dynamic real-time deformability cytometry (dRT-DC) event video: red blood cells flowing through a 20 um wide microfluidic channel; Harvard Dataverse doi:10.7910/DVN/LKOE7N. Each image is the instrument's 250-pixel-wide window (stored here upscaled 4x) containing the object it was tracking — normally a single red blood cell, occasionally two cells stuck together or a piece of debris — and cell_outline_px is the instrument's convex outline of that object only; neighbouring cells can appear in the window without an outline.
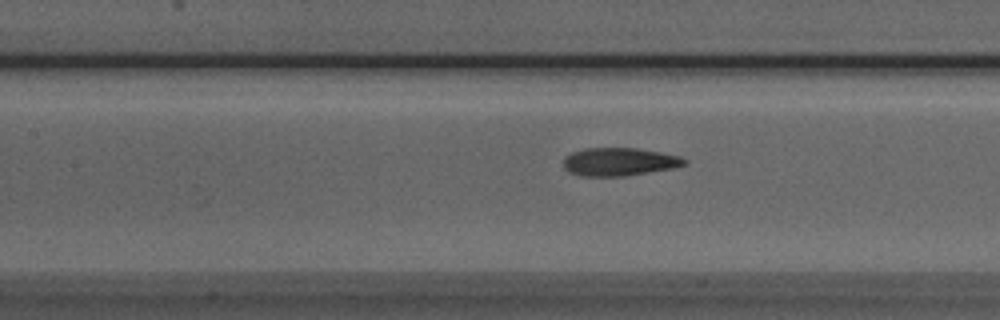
{"species": "Egyptian fruit bat (a non-hibernating species)", "species_latin": "Rousettus aegyptiacus", "temperature_condition": "room temperature", "stored_images_in_passage": 43, "camera_frame_rate_fps": 3000, "um_per_image_px": 0.085, "animal": {"sex": "male"}, "frame": {"image": 1, "passage_image": 14, "time_ms": 4.333, "image_size_px": [1000, 320], "cell_outline_px": [[688, 164], [672, 168], [624, 176], [580, 176], [568, 172], [564, 168], [564, 156], [572, 152], [584, 148], [636, 148], [660, 152], [680, 156], [688, 160]], "centroid_in_image_um": [52.62, 13.75], "position_along_channel_um": 154.8, "area_um2": 19.88}}
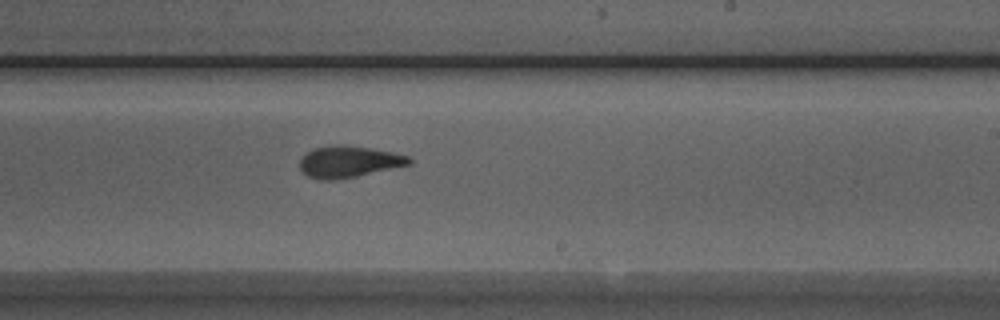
{"frame": {"image": 2, "passage_image": 22, "time_ms": 7.0, "image_size_px": [1000, 320], "cell_outline_px": [[412, 164], [356, 176], [332, 180], [320, 180], [308, 176], [300, 168], [300, 160], [304, 152], [312, 148], [332, 144], [340, 144], [372, 148], [392, 152], [408, 156], [412, 160]], "centroid_in_image_um": [29.61, 13.72], "position_along_channel_um": 259.4, "area_um2": 20.23}}
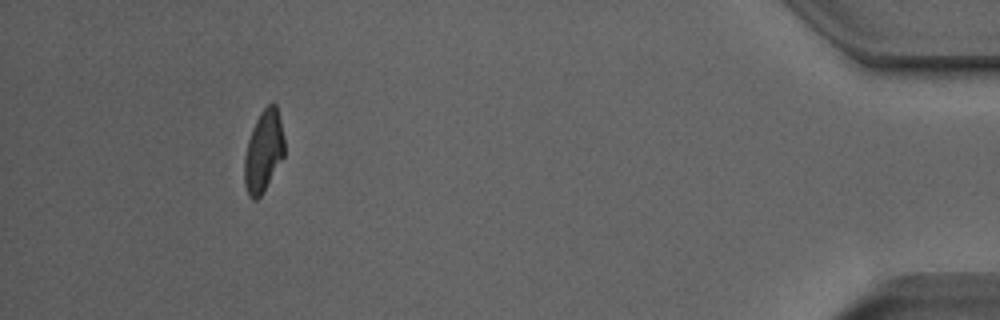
{"frame": {"image": 3, "passage_image": 39, "time_ms": 12.667, "image_size_px": [1000, 320], "cell_outline_px": [[284, 156], [264, 192], [256, 200], [252, 200], [248, 196], [244, 184], [244, 156], [248, 140], [252, 128], [260, 112], [272, 100], [276, 104], [280, 120], [284, 140]], "centroid_in_image_um": [22.39, 12.87], "position_along_channel_um": 412.8, "area_um2": 19.25}, "authors_computed_cell_mechanics": {"area_um2": 19.8832, "velocity_mm_per_s": 3.9328, "shape_relaxation_time_tau1_ms": 10.3884, "shape_relaxation_time_tau2_ms": 2.4629, "deformation_change_tau1": 0.2599, "deformation_change_tau2": 0.1014}}